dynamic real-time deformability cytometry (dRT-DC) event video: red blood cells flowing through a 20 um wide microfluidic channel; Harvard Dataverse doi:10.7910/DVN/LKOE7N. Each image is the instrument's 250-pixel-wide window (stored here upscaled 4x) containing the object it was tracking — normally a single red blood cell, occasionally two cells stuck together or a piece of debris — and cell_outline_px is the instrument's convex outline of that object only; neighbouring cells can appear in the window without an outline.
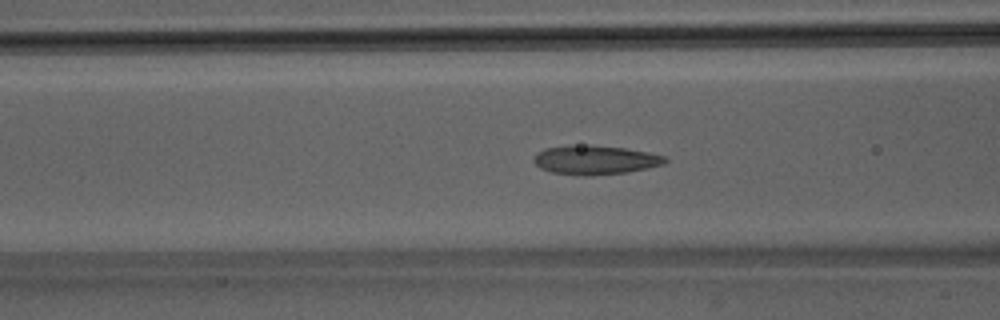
{"species": "Egyptian fruit bat (a non-hibernating species)", "species_latin": "Rousettus aegyptiacus", "temperature_condition": "room temperature", "stored_images_in_passage": 49, "camera_frame_rate_fps": 3000, "um_per_image_px": 0.085, "animal": {"sex": "male"}, "frame": {"image": 1, "passage_image": 19, "time_ms": 6.0, "image_size_px": [1000, 320], "cell_outline_px": [[668, 160], [664, 164], [648, 168], [628, 172], [592, 176], [584, 176], [552, 172], [540, 168], [532, 160], [532, 156], [536, 152], [544, 148], [568, 144], [592, 144], [624, 148], [648, 152], [664, 156]], "centroid_in_image_um": [50.54, 13.58], "position_along_channel_um": 116.1, "area_um2": 22.77}}
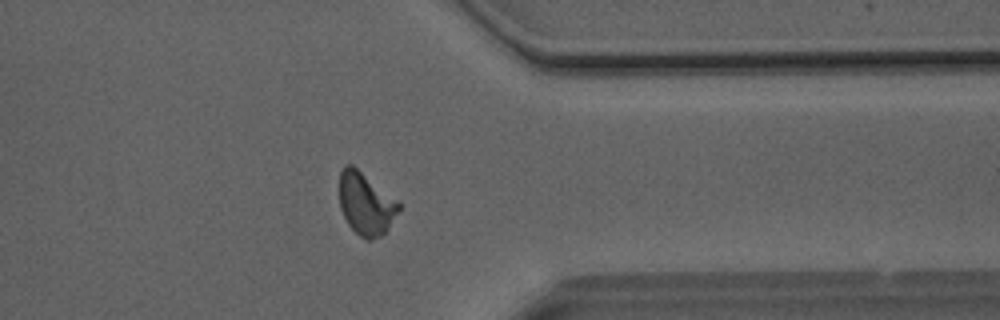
{"frame": {"image": 2, "passage_image": 39, "time_ms": 12.667, "image_size_px": [1000, 320], "cell_outline_px": [[400, 208], [384, 232], [380, 236], [372, 240], [364, 240], [348, 224], [340, 208], [340, 172], [344, 164], [352, 164], [396, 200], [400, 204]], "centroid_in_image_um": [31.06, 17.31], "position_along_channel_um": 380.3, "area_um2": 21.1}}
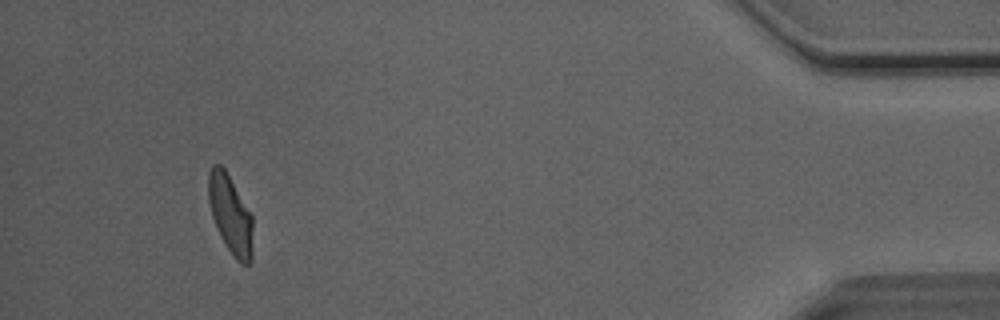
{"frame": {"image": 3, "passage_image": 46, "time_ms": 15.0, "image_size_px": [1000, 320], "cell_outline_px": [[252, 260], [248, 264], [240, 264], [236, 260], [220, 236], [216, 228], [212, 216], [208, 200], [208, 172], [212, 164], [220, 164], [224, 168], [252, 216]], "centroid_in_image_um": [19.57, 18.23], "position_along_channel_um": 415.6, "area_um2": 20.23}, "authors_computed_cell_mechanics": {"area_um2": 21.2704, "velocity_mm_per_s": 4.0763, "shape_relaxation_time_tau1_ms": 5.6237, "shape_relaxation_time_tau2_ms": 1.159, "deformation_change_tau1": 0.1742, "deformation_change_tau2": 0.0827}}